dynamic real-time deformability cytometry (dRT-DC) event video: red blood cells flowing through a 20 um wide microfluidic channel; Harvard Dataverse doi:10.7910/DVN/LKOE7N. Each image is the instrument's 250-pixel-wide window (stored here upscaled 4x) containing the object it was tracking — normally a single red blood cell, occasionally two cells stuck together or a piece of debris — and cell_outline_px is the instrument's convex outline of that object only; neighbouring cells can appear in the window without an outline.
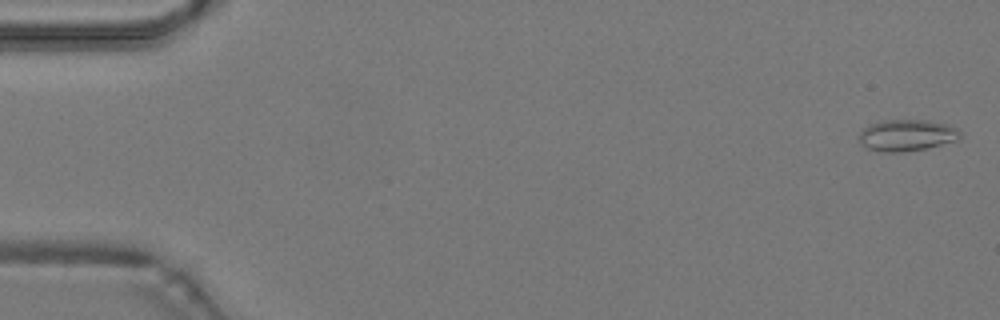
{"species": "common noctule bat (a hibernating species)", "species_latin": "Nyctalus noctula", "temperature_condition": "warm", "stored_images_in_passage": 23, "camera_frame_rate_fps": 3000, "um_per_image_px": 0.085, "animal": {"sex": "male", "body_mass_g": 19.2, "forearm_length_mm": 51.8}, "frame": {"image": 1, "passage_image": 1, "time_ms": 0.0, "image_size_px": [1000, 320], "cell_outline_px": [[960, 136], [956, 140], [924, 148], [900, 152], [884, 152], [868, 148], [860, 144], [860, 132], [864, 128], [880, 120], [928, 120], [948, 124], [956, 128], [960, 132]], "centroid_in_image_um": [77.06, 11.48], "position_along_channel_um": 7.9, "area_um2": 18.26}}
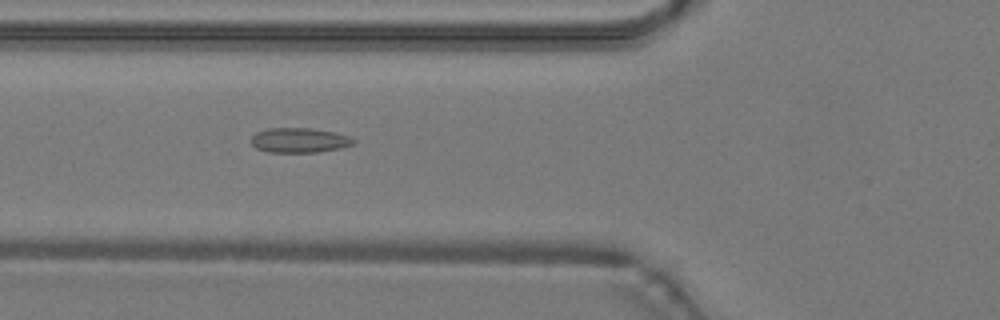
{"frame": {"image": 2, "passage_image": 18, "time_ms": 5.667, "image_size_px": [1000, 320], "cell_outline_px": [[356, 144], [340, 148], [316, 152], [268, 152], [256, 148], [252, 144], [252, 136], [256, 132], [268, 128], [312, 128], [336, 132], [352, 136], [356, 140]], "centroid_in_image_um": [25.5, 11.91], "position_along_channel_um": 100.3, "area_um2": 14.97}}
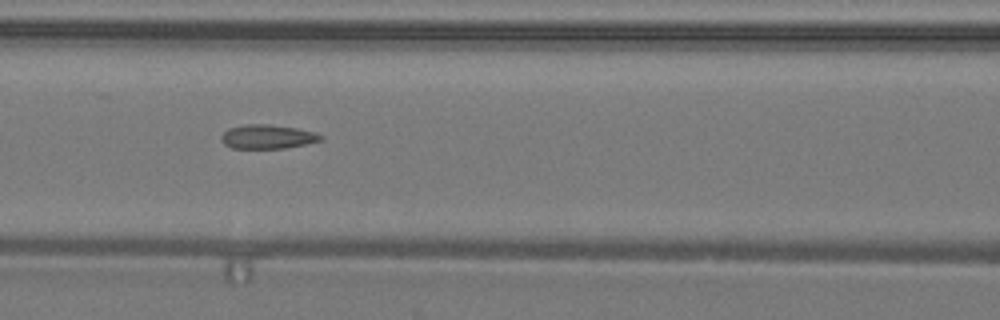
{"frame": {"image": 3, "passage_image": 21, "time_ms": 6.667, "image_size_px": [1000, 320], "cell_outline_px": [[324, 140], [284, 148], [232, 148], [224, 144], [220, 140], [220, 136], [228, 128], [244, 124], [268, 124], [296, 128], [316, 132], [324, 136]], "centroid_in_image_um": [22.74, 11.61], "position_along_channel_um": 143.9, "area_um2": 14.05}}